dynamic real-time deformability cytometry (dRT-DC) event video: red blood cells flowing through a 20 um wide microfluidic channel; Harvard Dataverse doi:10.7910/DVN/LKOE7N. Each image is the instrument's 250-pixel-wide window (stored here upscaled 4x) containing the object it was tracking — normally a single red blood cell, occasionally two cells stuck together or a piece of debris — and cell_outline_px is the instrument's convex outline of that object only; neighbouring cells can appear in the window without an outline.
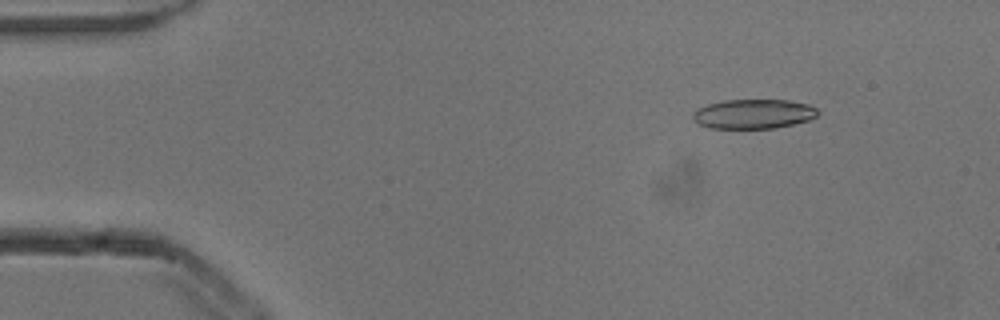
{"species": "common noctule bat (a hibernating species)", "species_latin": "Nyctalus noctula", "temperature_condition": "cold", "stored_images_in_passage": 4, "camera_frame_rate_fps": 3000, "um_per_image_px": 0.085, "animal": {"sex": "male", "body_mass_g": 13.3}, "frame": {"image": 1, "passage_image": 2, "time_ms": 0.333, "image_size_px": [1000, 320], "cell_outline_px": [[820, 112], [816, 116], [808, 120], [776, 128], [712, 128], [696, 124], [692, 116], [692, 112], [696, 108], [708, 104], [724, 100], [788, 100], [808, 104], [816, 108]], "centroid_in_image_um": [64.01, 9.68], "position_along_channel_um": 21.0, "area_um2": 21.56}}